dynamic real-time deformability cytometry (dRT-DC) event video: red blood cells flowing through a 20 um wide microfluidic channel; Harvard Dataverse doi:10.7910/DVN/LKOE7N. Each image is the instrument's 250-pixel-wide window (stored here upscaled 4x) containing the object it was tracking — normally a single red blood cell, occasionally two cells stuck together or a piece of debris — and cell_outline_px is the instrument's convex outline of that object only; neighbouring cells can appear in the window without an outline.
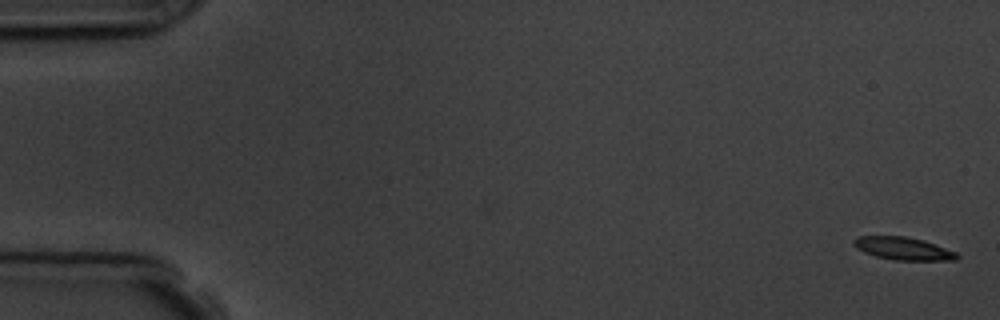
{"species": "common noctule bat (a hibernating species)", "species_latin": "Nyctalus noctula", "temperature_condition": "room temperature", "stored_images_in_passage": 5, "camera_frame_rate_fps": 3000, "um_per_image_px": 0.085, "animal": {"sex": "male", "body_mass_g": 19.5, "forearm_length_mm": 54.6}, "frame": {"image": 1, "passage_image": 1, "time_ms": 0.0, "image_size_px": [1000, 320], "cell_outline_px": [[960, 256], [956, 260], [892, 260], [876, 256], [864, 252], [856, 248], [852, 244], [852, 240], [856, 236], [904, 236], [924, 240], [956, 252]], "centroid_in_image_um": [76.74, 21.12], "position_along_channel_um": 8.3, "area_um2": 13.76}}
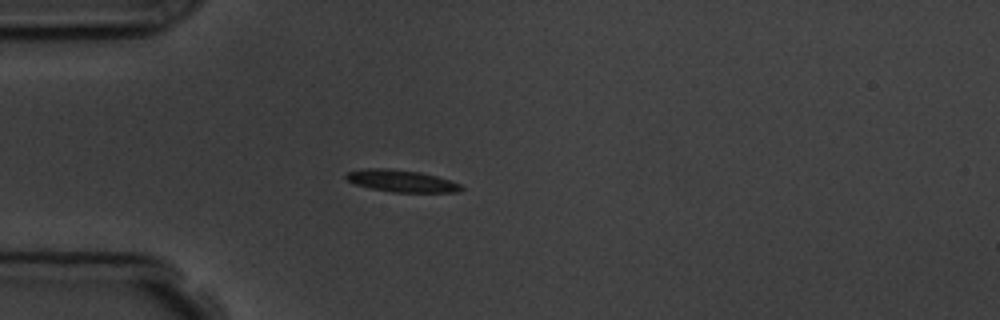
{"frame": {"image": 2, "passage_image": 5, "time_ms": 4.667, "image_size_px": [1000, 320], "cell_outline_px": [[464, 188], [460, 192], [392, 192], [372, 188], [356, 184], [348, 180], [344, 176], [348, 172], [364, 168], [388, 168], [420, 172], [436, 176], [460, 184]], "centroid_in_image_um": [34.13, 15.37], "position_along_channel_um": 50.9, "area_um2": 14.62}}